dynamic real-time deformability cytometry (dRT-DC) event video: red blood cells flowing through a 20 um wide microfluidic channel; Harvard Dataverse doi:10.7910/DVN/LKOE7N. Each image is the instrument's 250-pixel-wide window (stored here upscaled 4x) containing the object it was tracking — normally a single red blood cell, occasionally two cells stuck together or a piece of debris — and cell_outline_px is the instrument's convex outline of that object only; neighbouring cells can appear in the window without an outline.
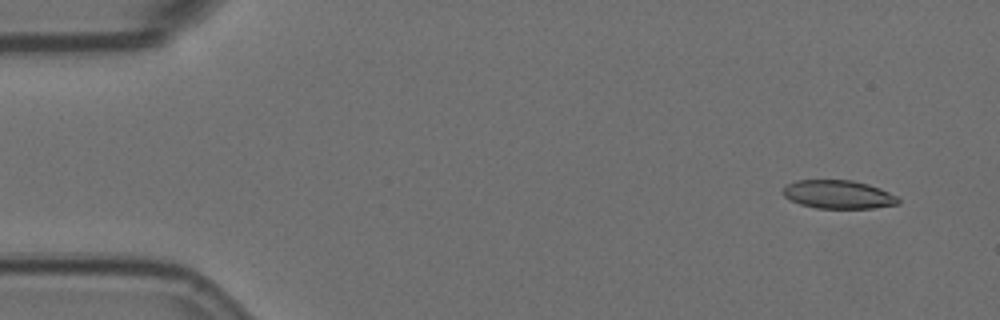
{"species": "Egyptian fruit bat (a non-hibernating species)", "species_latin": "Rousettus aegyptiacus", "temperature_condition": "room temperature", "stored_images_in_passage": 8, "camera_frame_rate_fps": 3000, "um_per_image_px": 0.085, "animal": {"sex": "female"}, "frame": {"image": 1, "passage_image": 2, "time_ms": 0.333, "image_size_px": [1000, 320], "cell_outline_px": [[900, 204], [872, 208], [816, 208], [800, 204], [784, 196], [780, 192], [788, 184], [796, 180], [852, 180], [868, 184], [880, 188], [896, 196], [900, 200]], "centroid_in_image_um": [71.25, 16.53], "position_along_channel_um": 13.7, "area_um2": 19.07}}
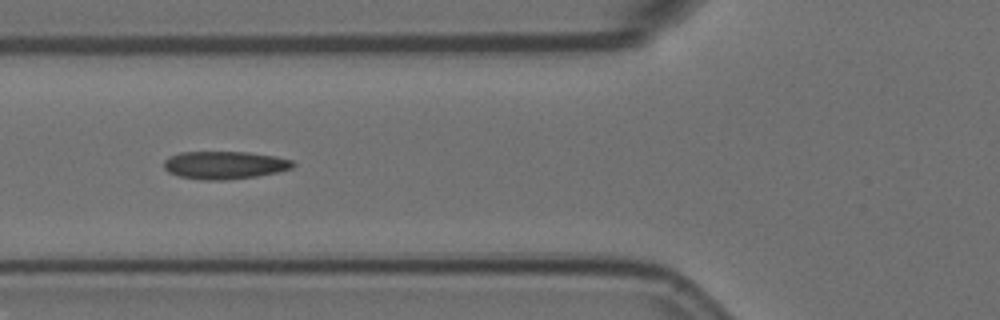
{"frame": {"image": 2, "passage_image": 7, "time_ms": 2.0, "image_size_px": [1000, 320], "cell_outline_px": [[296, 164], [292, 168], [276, 172], [256, 176], [228, 180], [204, 180], [180, 176], [168, 172], [164, 168], [164, 160], [168, 156], [180, 152], [248, 152], [276, 156], [292, 160]], "centroid_in_image_um": [19.08, 14.02], "position_along_channel_um": 106.7, "area_um2": 20.98}}
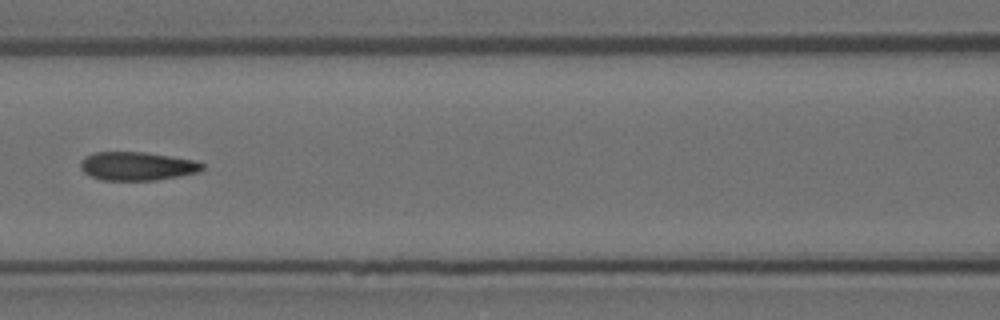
{"frame": {"image": 3, "passage_image": 8, "time_ms": 2.333, "image_size_px": [1000, 320], "cell_outline_px": [[204, 168], [200, 172], [156, 180], [100, 180], [84, 172], [80, 168], [80, 160], [84, 156], [96, 152], [144, 152], [196, 160], [204, 164]], "centroid_in_image_um": [11.65, 14.12], "position_along_channel_um": 154.9, "area_um2": 20.35}}